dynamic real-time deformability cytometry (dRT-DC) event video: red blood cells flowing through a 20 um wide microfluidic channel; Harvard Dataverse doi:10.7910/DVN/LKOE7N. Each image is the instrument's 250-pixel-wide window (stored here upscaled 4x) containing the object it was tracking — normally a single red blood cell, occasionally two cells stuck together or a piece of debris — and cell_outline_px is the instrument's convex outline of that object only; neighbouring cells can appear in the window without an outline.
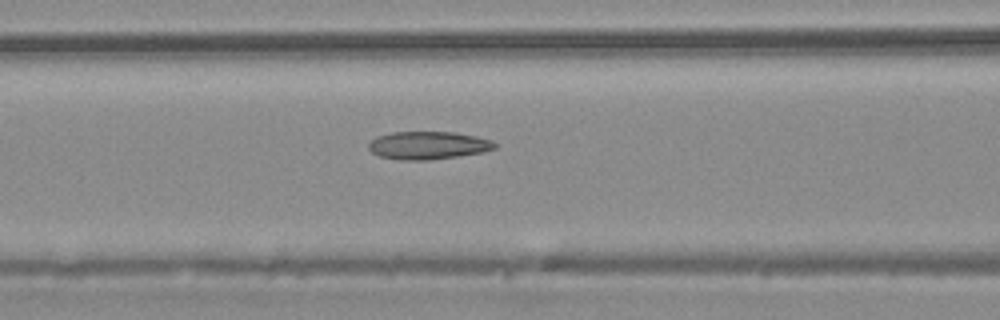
{"species": "common noctule bat (a hibernating species)", "species_latin": "Nyctalus noctula", "temperature_condition": "warm", "stored_images_in_passage": 38, "camera_frame_rate_fps": 3000, "um_per_image_px": 0.085, "animal": {"sex": "male", "body_mass_g": 20.4}, "frame": {"image": 1, "passage_image": 13, "time_ms": 4.0, "image_size_px": [1000, 320], "cell_outline_px": [[496, 148], [484, 152], [428, 160], [400, 160], [380, 156], [372, 152], [368, 148], [368, 144], [376, 136], [392, 132], [456, 132], [476, 136], [492, 140], [496, 144]], "centroid_in_image_um": [36.39, 12.35], "position_along_channel_um": 130.2, "area_um2": 20.52}}
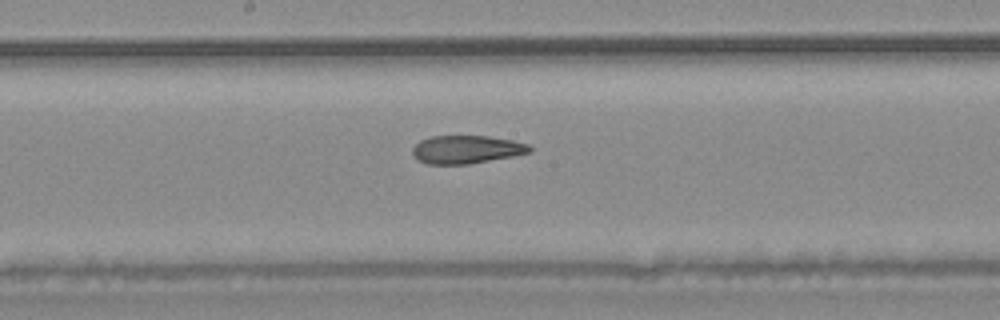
{"frame": {"image": 2, "passage_image": 18, "time_ms": 5.667, "image_size_px": [1000, 320], "cell_outline_px": [[532, 152], [512, 156], [468, 164], [424, 164], [416, 160], [412, 156], [412, 148], [420, 140], [432, 136], [488, 136], [512, 140], [528, 144], [532, 148]], "centroid_in_image_um": [39.61, 12.71], "position_along_channel_um": 208.6, "area_um2": 19.31}}
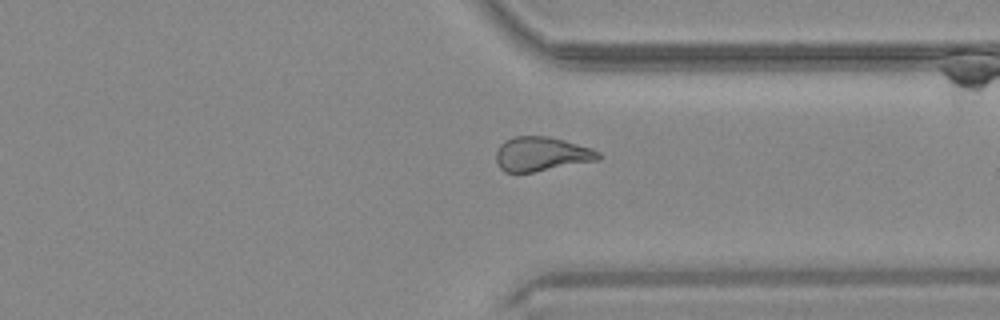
{"frame": {"image": 3, "passage_image": 28, "time_ms": 9.0, "image_size_px": [1000, 320], "cell_outline_px": [[604, 156], [600, 160], [532, 172], [504, 172], [500, 168], [496, 160], [496, 152], [500, 144], [504, 140], [512, 136], [548, 136], [564, 140], [592, 148], [600, 152]], "centroid_in_image_um": [46.05, 13.08], "position_along_channel_um": 365.4, "area_um2": 20.63}}